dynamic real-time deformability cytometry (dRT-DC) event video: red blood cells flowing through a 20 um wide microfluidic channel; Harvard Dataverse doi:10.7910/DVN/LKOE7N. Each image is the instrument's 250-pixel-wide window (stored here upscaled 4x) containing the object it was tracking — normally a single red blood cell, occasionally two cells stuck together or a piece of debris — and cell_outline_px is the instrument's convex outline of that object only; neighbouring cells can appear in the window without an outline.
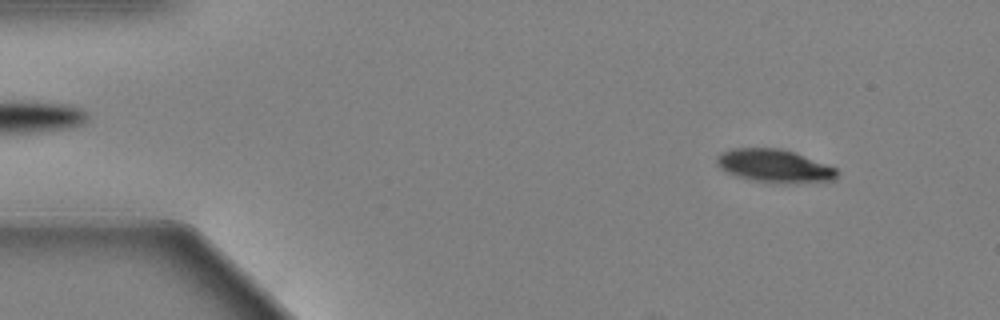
{"species": "Egyptian fruit bat (a non-hibernating species)", "species_latin": "Rousettus aegyptiacus", "temperature_condition": "warm", "stored_images_in_passage": 58, "camera_frame_rate_fps": 3000, "um_per_image_px": 0.085, "animal": {"sex": "female"}, "frame": {"image": 1, "passage_image": 6, "time_ms": 1.667, "image_size_px": [1000, 320], "cell_outline_px": [[836, 176], [832, 180], [756, 180], [740, 176], [728, 172], [716, 160], [720, 152], [732, 148], [780, 148], [792, 152], [836, 168]], "centroid_in_image_um": [65.76, 14.02], "position_along_channel_um": 19.2, "area_um2": 21.33}}
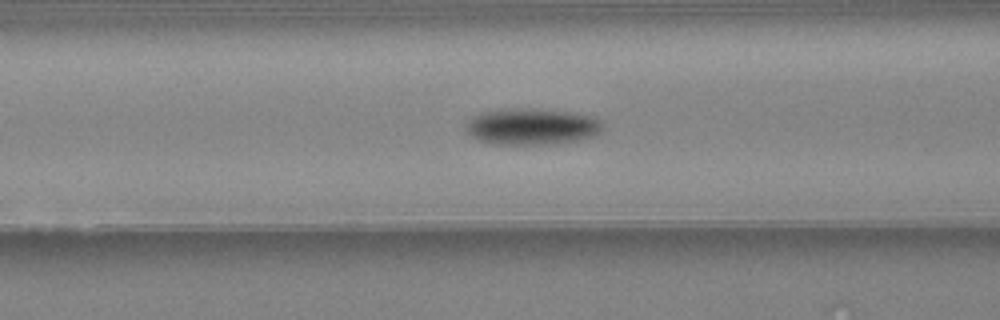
{"frame": {"image": 2, "passage_image": 23, "time_ms": 7.333, "image_size_px": [1000, 320], "cell_outline_px": [[600, 128], [592, 136], [580, 140], [556, 144], [496, 144], [480, 140], [472, 136], [468, 132], [468, 124], [472, 116], [484, 112], [516, 108], [532, 108], [568, 112], [592, 116], [600, 120]], "centroid_in_image_um": [45.21, 10.76], "position_along_channel_um": 121.4, "area_um2": 28.44}}
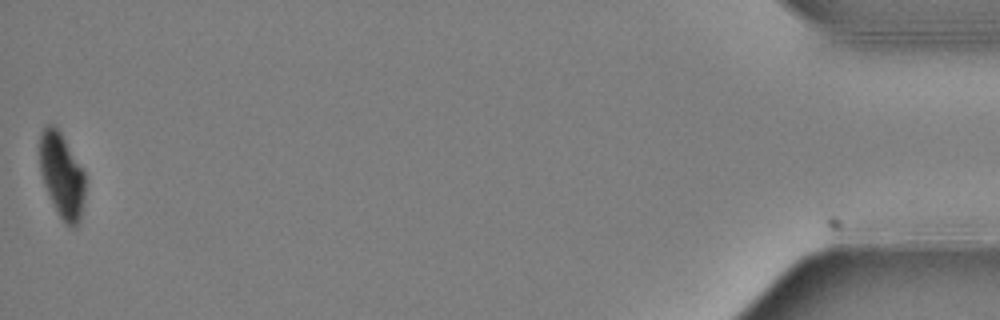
{"frame": {"image": 3, "passage_image": 58, "time_ms": 19.0, "image_size_px": [1000, 320], "cell_outline_px": [[84, 200], [80, 220], [76, 228], [68, 228], [64, 224], [44, 184], [40, 172], [40, 132], [48, 124], [52, 124], [60, 132], [84, 172]], "centroid_in_image_um": [5.26, 14.95], "position_along_channel_um": 429.9, "area_um2": 22.14}, "authors_computed_cell_mechanics": {"area_um2": 25.3742, "velocity_mm_per_s": 3.4807, "shape_relaxation_time_tau1_ms": 2.1599, "shape_relaxation_time_tau2_ms": null, "deformation_change_tau1": 0.1557, "deformation_change_tau2": null}}